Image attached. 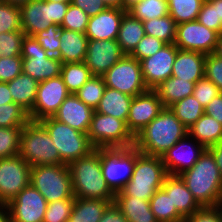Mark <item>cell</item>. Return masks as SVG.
<instances>
[{
	"mask_svg": "<svg viewBox=\"0 0 222 222\" xmlns=\"http://www.w3.org/2000/svg\"><path fill=\"white\" fill-rule=\"evenodd\" d=\"M95 110L83 103L75 94L70 93L54 114L53 118L88 133Z\"/></svg>",
	"mask_w": 222,
	"mask_h": 222,
	"instance_id": "22",
	"label": "cell"
},
{
	"mask_svg": "<svg viewBox=\"0 0 222 222\" xmlns=\"http://www.w3.org/2000/svg\"><path fill=\"white\" fill-rule=\"evenodd\" d=\"M108 7L121 8L122 0H103Z\"/></svg>",
	"mask_w": 222,
	"mask_h": 222,
	"instance_id": "62",
	"label": "cell"
},
{
	"mask_svg": "<svg viewBox=\"0 0 222 222\" xmlns=\"http://www.w3.org/2000/svg\"><path fill=\"white\" fill-rule=\"evenodd\" d=\"M20 56L23 59L22 72L38 82L61 75L62 61L49 55L34 36H24Z\"/></svg>",
	"mask_w": 222,
	"mask_h": 222,
	"instance_id": "10",
	"label": "cell"
},
{
	"mask_svg": "<svg viewBox=\"0 0 222 222\" xmlns=\"http://www.w3.org/2000/svg\"><path fill=\"white\" fill-rule=\"evenodd\" d=\"M62 36V28L58 24L49 26L46 30H43L34 35L37 42L41 47L51 56H58L60 47V37Z\"/></svg>",
	"mask_w": 222,
	"mask_h": 222,
	"instance_id": "43",
	"label": "cell"
},
{
	"mask_svg": "<svg viewBox=\"0 0 222 222\" xmlns=\"http://www.w3.org/2000/svg\"><path fill=\"white\" fill-rule=\"evenodd\" d=\"M114 203L128 222H158L151 211L149 200L133 196H115Z\"/></svg>",
	"mask_w": 222,
	"mask_h": 222,
	"instance_id": "28",
	"label": "cell"
},
{
	"mask_svg": "<svg viewBox=\"0 0 222 222\" xmlns=\"http://www.w3.org/2000/svg\"><path fill=\"white\" fill-rule=\"evenodd\" d=\"M214 53L222 58V33L218 37L217 47Z\"/></svg>",
	"mask_w": 222,
	"mask_h": 222,
	"instance_id": "61",
	"label": "cell"
},
{
	"mask_svg": "<svg viewBox=\"0 0 222 222\" xmlns=\"http://www.w3.org/2000/svg\"><path fill=\"white\" fill-rule=\"evenodd\" d=\"M166 43L154 36L144 35L130 56L138 61L151 57L157 53Z\"/></svg>",
	"mask_w": 222,
	"mask_h": 222,
	"instance_id": "47",
	"label": "cell"
},
{
	"mask_svg": "<svg viewBox=\"0 0 222 222\" xmlns=\"http://www.w3.org/2000/svg\"><path fill=\"white\" fill-rule=\"evenodd\" d=\"M219 34L197 20L177 25L174 44L178 49L200 52L205 55L214 53Z\"/></svg>",
	"mask_w": 222,
	"mask_h": 222,
	"instance_id": "14",
	"label": "cell"
},
{
	"mask_svg": "<svg viewBox=\"0 0 222 222\" xmlns=\"http://www.w3.org/2000/svg\"><path fill=\"white\" fill-rule=\"evenodd\" d=\"M67 90L77 92L92 76L84 62L63 63L61 75Z\"/></svg>",
	"mask_w": 222,
	"mask_h": 222,
	"instance_id": "36",
	"label": "cell"
},
{
	"mask_svg": "<svg viewBox=\"0 0 222 222\" xmlns=\"http://www.w3.org/2000/svg\"><path fill=\"white\" fill-rule=\"evenodd\" d=\"M195 83L171 76L161 82L155 91L157 92L164 107H169L175 102L193 94Z\"/></svg>",
	"mask_w": 222,
	"mask_h": 222,
	"instance_id": "32",
	"label": "cell"
},
{
	"mask_svg": "<svg viewBox=\"0 0 222 222\" xmlns=\"http://www.w3.org/2000/svg\"><path fill=\"white\" fill-rule=\"evenodd\" d=\"M0 222H11L7 204H0Z\"/></svg>",
	"mask_w": 222,
	"mask_h": 222,
	"instance_id": "59",
	"label": "cell"
},
{
	"mask_svg": "<svg viewBox=\"0 0 222 222\" xmlns=\"http://www.w3.org/2000/svg\"><path fill=\"white\" fill-rule=\"evenodd\" d=\"M177 51L174 43L166 44L151 57L140 60L143 80L148 89H155L172 76Z\"/></svg>",
	"mask_w": 222,
	"mask_h": 222,
	"instance_id": "19",
	"label": "cell"
},
{
	"mask_svg": "<svg viewBox=\"0 0 222 222\" xmlns=\"http://www.w3.org/2000/svg\"><path fill=\"white\" fill-rule=\"evenodd\" d=\"M164 109L157 92L154 89L133 97L127 117V128L135 137Z\"/></svg>",
	"mask_w": 222,
	"mask_h": 222,
	"instance_id": "17",
	"label": "cell"
},
{
	"mask_svg": "<svg viewBox=\"0 0 222 222\" xmlns=\"http://www.w3.org/2000/svg\"><path fill=\"white\" fill-rule=\"evenodd\" d=\"M162 158L140 153L136 149V159L131 179L115 196H133L142 200H150L163 186L167 176Z\"/></svg>",
	"mask_w": 222,
	"mask_h": 222,
	"instance_id": "4",
	"label": "cell"
},
{
	"mask_svg": "<svg viewBox=\"0 0 222 222\" xmlns=\"http://www.w3.org/2000/svg\"><path fill=\"white\" fill-rule=\"evenodd\" d=\"M210 1H212V0H203L204 3H205V2H210Z\"/></svg>",
	"mask_w": 222,
	"mask_h": 222,
	"instance_id": "66",
	"label": "cell"
},
{
	"mask_svg": "<svg viewBox=\"0 0 222 222\" xmlns=\"http://www.w3.org/2000/svg\"><path fill=\"white\" fill-rule=\"evenodd\" d=\"M205 58L203 53L178 49L172 76L196 83L204 77Z\"/></svg>",
	"mask_w": 222,
	"mask_h": 222,
	"instance_id": "24",
	"label": "cell"
},
{
	"mask_svg": "<svg viewBox=\"0 0 222 222\" xmlns=\"http://www.w3.org/2000/svg\"><path fill=\"white\" fill-rule=\"evenodd\" d=\"M188 134L206 149L222 141V124L203 114L189 129Z\"/></svg>",
	"mask_w": 222,
	"mask_h": 222,
	"instance_id": "29",
	"label": "cell"
},
{
	"mask_svg": "<svg viewBox=\"0 0 222 222\" xmlns=\"http://www.w3.org/2000/svg\"><path fill=\"white\" fill-rule=\"evenodd\" d=\"M75 199H61L48 203L43 222H68Z\"/></svg>",
	"mask_w": 222,
	"mask_h": 222,
	"instance_id": "44",
	"label": "cell"
},
{
	"mask_svg": "<svg viewBox=\"0 0 222 222\" xmlns=\"http://www.w3.org/2000/svg\"><path fill=\"white\" fill-rule=\"evenodd\" d=\"M70 3L31 0L20 6L21 26L25 35L34 36L53 24H62Z\"/></svg>",
	"mask_w": 222,
	"mask_h": 222,
	"instance_id": "9",
	"label": "cell"
},
{
	"mask_svg": "<svg viewBox=\"0 0 222 222\" xmlns=\"http://www.w3.org/2000/svg\"><path fill=\"white\" fill-rule=\"evenodd\" d=\"M143 26L146 35L154 36L166 44L175 42L177 24L169 14L164 17L143 21Z\"/></svg>",
	"mask_w": 222,
	"mask_h": 222,
	"instance_id": "35",
	"label": "cell"
},
{
	"mask_svg": "<svg viewBox=\"0 0 222 222\" xmlns=\"http://www.w3.org/2000/svg\"><path fill=\"white\" fill-rule=\"evenodd\" d=\"M187 134L188 129L184 124L169 107H164L160 114L135 136L134 147L142 154L162 157Z\"/></svg>",
	"mask_w": 222,
	"mask_h": 222,
	"instance_id": "1",
	"label": "cell"
},
{
	"mask_svg": "<svg viewBox=\"0 0 222 222\" xmlns=\"http://www.w3.org/2000/svg\"><path fill=\"white\" fill-rule=\"evenodd\" d=\"M70 94L61 76L39 82L32 111L31 121L53 117L60 105Z\"/></svg>",
	"mask_w": 222,
	"mask_h": 222,
	"instance_id": "15",
	"label": "cell"
},
{
	"mask_svg": "<svg viewBox=\"0 0 222 222\" xmlns=\"http://www.w3.org/2000/svg\"><path fill=\"white\" fill-rule=\"evenodd\" d=\"M126 13L122 8L108 7L89 17L85 35L92 40H116L122 18Z\"/></svg>",
	"mask_w": 222,
	"mask_h": 222,
	"instance_id": "21",
	"label": "cell"
},
{
	"mask_svg": "<svg viewBox=\"0 0 222 222\" xmlns=\"http://www.w3.org/2000/svg\"><path fill=\"white\" fill-rule=\"evenodd\" d=\"M106 89L103 76H92L74 94L87 106L96 109Z\"/></svg>",
	"mask_w": 222,
	"mask_h": 222,
	"instance_id": "39",
	"label": "cell"
},
{
	"mask_svg": "<svg viewBox=\"0 0 222 222\" xmlns=\"http://www.w3.org/2000/svg\"><path fill=\"white\" fill-rule=\"evenodd\" d=\"M216 209L219 212L220 218H221V222H222V197L218 200V202L215 205Z\"/></svg>",
	"mask_w": 222,
	"mask_h": 222,
	"instance_id": "64",
	"label": "cell"
},
{
	"mask_svg": "<svg viewBox=\"0 0 222 222\" xmlns=\"http://www.w3.org/2000/svg\"><path fill=\"white\" fill-rule=\"evenodd\" d=\"M23 31L0 33V58L21 55Z\"/></svg>",
	"mask_w": 222,
	"mask_h": 222,
	"instance_id": "46",
	"label": "cell"
},
{
	"mask_svg": "<svg viewBox=\"0 0 222 222\" xmlns=\"http://www.w3.org/2000/svg\"><path fill=\"white\" fill-rule=\"evenodd\" d=\"M133 97L116 89L106 87L95 112L113 116L127 122Z\"/></svg>",
	"mask_w": 222,
	"mask_h": 222,
	"instance_id": "26",
	"label": "cell"
},
{
	"mask_svg": "<svg viewBox=\"0 0 222 222\" xmlns=\"http://www.w3.org/2000/svg\"><path fill=\"white\" fill-rule=\"evenodd\" d=\"M141 1L142 0H122L121 1V8L127 12L131 7H133L135 4H137Z\"/></svg>",
	"mask_w": 222,
	"mask_h": 222,
	"instance_id": "60",
	"label": "cell"
},
{
	"mask_svg": "<svg viewBox=\"0 0 222 222\" xmlns=\"http://www.w3.org/2000/svg\"><path fill=\"white\" fill-rule=\"evenodd\" d=\"M132 17L143 21L169 14L167 0H142L127 11Z\"/></svg>",
	"mask_w": 222,
	"mask_h": 222,
	"instance_id": "38",
	"label": "cell"
},
{
	"mask_svg": "<svg viewBox=\"0 0 222 222\" xmlns=\"http://www.w3.org/2000/svg\"><path fill=\"white\" fill-rule=\"evenodd\" d=\"M106 87L132 97L148 90L144 83L140 61L124 55L103 75Z\"/></svg>",
	"mask_w": 222,
	"mask_h": 222,
	"instance_id": "12",
	"label": "cell"
},
{
	"mask_svg": "<svg viewBox=\"0 0 222 222\" xmlns=\"http://www.w3.org/2000/svg\"><path fill=\"white\" fill-rule=\"evenodd\" d=\"M45 1L61 2V3H71V0H45Z\"/></svg>",
	"mask_w": 222,
	"mask_h": 222,
	"instance_id": "65",
	"label": "cell"
},
{
	"mask_svg": "<svg viewBox=\"0 0 222 222\" xmlns=\"http://www.w3.org/2000/svg\"><path fill=\"white\" fill-rule=\"evenodd\" d=\"M169 15L175 23L181 24L197 20L203 0H167Z\"/></svg>",
	"mask_w": 222,
	"mask_h": 222,
	"instance_id": "37",
	"label": "cell"
},
{
	"mask_svg": "<svg viewBox=\"0 0 222 222\" xmlns=\"http://www.w3.org/2000/svg\"><path fill=\"white\" fill-rule=\"evenodd\" d=\"M150 208L158 222H184V217L172 205L170 195L162 188L158 189L149 200Z\"/></svg>",
	"mask_w": 222,
	"mask_h": 222,
	"instance_id": "33",
	"label": "cell"
},
{
	"mask_svg": "<svg viewBox=\"0 0 222 222\" xmlns=\"http://www.w3.org/2000/svg\"><path fill=\"white\" fill-rule=\"evenodd\" d=\"M18 155L31 167L60 164L59 152L39 121L30 120L22 128Z\"/></svg>",
	"mask_w": 222,
	"mask_h": 222,
	"instance_id": "5",
	"label": "cell"
},
{
	"mask_svg": "<svg viewBox=\"0 0 222 222\" xmlns=\"http://www.w3.org/2000/svg\"><path fill=\"white\" fill-rule=\"evenodd\" d=\"M136 159V148L101 149L103 178L117 193L131 179Z\"/></svg>",
	"mask_w": 222,
	"mask_h": 222,
	"instance_id": "11",
	"label": "cell"
},
{
	"mask_svg": "<svg viewBox=\"0 0 222 222\" xmlns=\"http://www.w3.org/2000/svg\"><path fill=\"white\" fill-rule=\"evenodd\" d=\"M48 202L31 184L22 189L7 206L11 222H43Z\"/></svg>",
	"mask_w": 222,
	"mask_h": 222,
	"instance_id": "16",
	"label": "cell"
},
{
	"mask_svg": "<svg viewBox=\"0 0 222 222\" xmlns=\"http://www.w3.org/2000/svg\"><path fill=\"white\" fill-rule=\"evenodd\" d=\"M29 121L28 113L18 104L0 105V127H24Z\"/></svg>",
	"mask_w": 222,
	"mask_h": 222,
	"instance_id": "41",
	"label": "cell"
},
{
	"mask_svg": "<svg viewBox=\"0 0 222 222\" xmlns=\"http://www.w3.org/2000/svg\"><path fill=\"white\" fill-rule=\"evenodd\" d=\"M74 197L114 200L115 193L102 175L101 149L95 148L69 165Z\"/></svg>",
	"mask_w": 222,
	"mask_h": 222,
	"instance_id": "2",
	"label": "cell"
},
{
	"mask_svg": "<svg viewBox=\"0 0 222 222\" xmlns=\"http://www.w3.org/2000/svg\"><path fill=\"white\" fill-rule=\"evenodd\" d=\"M206 150L199 142L187 134L162 155L168 175H180L190 169Z\"/></svg>",
	"mask_w": 222,
	"mask_h": 222,
	"instance_id": "18",
	"label": "cell"
},
{
	"mask_svg": "<svg viewBox=\"0 0 222 222\" xmlns=\"http://www.w3.org/2000/svg\"><path fill=\"white\" fill-rule=\"evenodd\" d=\"M30 184L48 203L61 199H75L68 165L33 166L30 171Z\"/></svg>",
	"mask_w": 222,
	"mask_h": 222,
	"instance_id": "7",
	"label": "cell"
},
{
	"mask_svg": "<svg viewBox=\"0 0 222 222\" xmlns=\"http://www.w3.org/2000/svg\"><path fill=\"white\" fill-rule=\"evenodd\" d=\"M14 103L10 94L8 83L0 82V105Z\"/></svg>",
	"mask_w": 222,
	"mask_h": 222,
	"instance_id": "57",
	"label": "cell"
},
{
	"mask_svg": "<svg viewBox=\"0 0 222 222\" xmlns=\"http://www.w3.org/2000/svg\"><path fill=\"white\" fill-rule=\"evenodd\" d=\"M220 92L218 87L205 76L195 83L193 96L205 108Z\"/></svg>",
	"mask_w": 222,
	"mask_h": 222,
	"instance_id": "48",
	"label": "cell"
},
{
	"mask_svg": "<svg viewBox=\"0 0 222 222\" xmlns=\"http://www.w3.org/2000/svg\"><path fill=\"white\" fill-rule=\"evenodd\" d=\"M71 4L81 8L89 17L108 8L103 0H71Z\"/></svg>",
	"mask_w": 222,
	"mask_h": 222,
	"instance_id": "53",
	"label": "cell"
},
{
	"mask_svg": "<svg viewBox=\"0 0 222 222\" xmlns=\"http://www.w3.org/2000/svg\"><path fill=\"white\" fill-rule=\"evenodd\" d=\"M197 21L205 27L216 31L219 35L222 33V25L216 23L215 5L211 1L203 3Z\"/></svg>",
	"mask_w": 222,
	"mask_h": 222,
	"instance_id": "51",
	"label": "cell"
},
{
	"mask_svg": "<svg viewBox=\"0 0 222 222\" xmlns=\"http://www.w3.org/2000/svg\"><path fill=\"white\" fill-rule=\"evenodd\" d=\"M99 222H128V221L124 217L120 209L113 202L103 212L102 218L100 219Z\"/></svg>",
	"mask_w": 222,
	"mask_h": 222,
	"instance_id": "55",
	"label": "cell"
},
{
	"mask_svg": "<svg viewBox=\"0 0 222 222\" xmlns=\"http://www.w3.org/2000/svg\"><path fill=\"white\" fill-rule=\"evenodd\" d=\"M30 171L19 155L0 159V204H8L30 184Z\"/></svg>",
	"mask_w": 222,
	"mask_h": 222,
	"instance_id": "13",
	"label": "cell"
},
{
	"mask_svg": "<svg viewBox=\"0 0 222 222\" xmlns=\"http://www.w3.org/2000/svg\"><path fill=\"white\" fill-rule=\"evenodd\" d=\"M145 34L143 22L127 12L122 18L116 40L123 53L130 55Z\"/></svg>",
	"mask_w": 222,
	"mask_h": 222,
	"instance_id": "31",
	"label": "cell"
},
{
	"mask_svg": "<svg viewBox=\"0 0 222 222\" xmlns=\"http://www.w3.org/2000/svg\"><path fill=\"white\" fill-rule=\"evenodd\" d=\"M39 122L50 134L53 144L59 152L60 164L69 165L95 149L87 133L80 132L53 117L44 118Z\"/></svg>",
	"mask_w": 222,
	"mask_h": 222,
	"instance_id": "6",
	"label": "cell"
},
{
	"mask_svg": "<svg viewBox=\"0 0 222 222\" xmlns=\"http://www.w3.org/2000/svg\"><path fill=\"white\" fill-rule=\"evenodd\" d=\"M114 200L76 198L69 222H99L103 212Z\"/></svg>",
	"mask_w": 222,
	"mask_h": 222,
	"instance_id": "30",
	"label": "cell"
},
{
	"mask_svg": "<svg viewBox=\"0 0 222 222\" xmlns=\"http://www.w3.org/2000/svg\"><path fill=\"white\" fill-rule=\"evenodd\" d=\"M169 108L187 129L204 114V107L193 95L175 102Z\"/></svg>",
	"mask_w": 222,
	"mask_h": 222,
	"instance_id": "34",
	"label": "cell"
},
{
	"mask_svg": "<svg viewBox=\"0 0 222 222\" xmlns=\"http://www.w3.org/2000/svg\"><path fill=\"white\" fill-rule=\"evenodd\" d=\"M4 3H8L11 5H17V6H21L26 4L27 2L31 1V0H2Z\"/></svg>",
	"mask_w": 222,
	"mask_h": 222,
	"instance_id": "63",
	"label": "cell"
},
{
	"mask_svg": "<svg viewBox=\"0 0 222 222\" xmlns=\"http://www.w3.org/2000/svg\"><path fill=\"white\" fill-rule=\"evenodd\" d=\"M208 150L214 156L216 164L220 171L221 178H222V141L216 145L209 147Z\"/></svg>",
	"mask_w": 222,
	"mask_h": 222,
	"instance_id": "56",
	"label": "cell"
},
{
	"mask_svg": "<svg viewBox=\"0 0 222 222\" xmlns=\"http://www.w3.org/2000/svg\"><path fill=\"white\" fill-rule=\"evenodd\" d=\"M88 21L89 16L81 8L70 3L60 27L70 31L85 33Z\"/></svg>",
	"mask_w": 222,
	"mask_h": 222,
	"instance_id": "45",
	"label": "cell"
},
{
	"mask_svg": "<svg viewBox=\"0 0 222 222\" xmlns=\"http://www.w3.org/2000/svg\"><path fill=\"white\" fill-rule=\"evenodd\" d=\"M21 56L0 58V82H10L22 73Z\"/></svg>",
	"mask_w": 222,
	"mask_h": 222,
	"instance_id": "49",
	"label": "cell"
},
{
	"mask_svg": "<svg viewBox=\"0 0 222 222\" xmlns=\"http://www.w3.org/2000/svg\"><path fill=\"white\" fill-rule=\"evenodd\" d=\"M179 176L202 207L215 206L222 197L220 171L214 156L208 149L190 169Z\"/></svg>",
	"mask_w": 222,
	"mask_h": 222,
	"instance_id": "3",
	"label": "cell"
},
{
	"mask_svg": "<svg viewBox=\"0 0 222 222\" xmlns=\"http://www.w3.org/2000/svg\"><path fill=\"white\" fill-rule=\"evenodd\" d=\"M211 2L215 5L216 23L222 25V0H212Z\"/></svg>",
	"mask_w": 222,
	"mask_h": 222,
	"instance_id": "58",
	"label": "cell"
},
{
	"mask_svg": "<svg viewBox=\"0 0 222 222\" xmlns=\"http://www.w3.org/2000/svg\"><path fill=\"white\" fill-rule=\"evenodd\" d=\"M58 58L62 63L84 62L88 37L85 33L62 28Z\"/></svg>",
	"mask_w": 222,
	"mask_h": 222,
	"instance_id": "25",
	"label": "cell"
},
{
	"mask_svg": "<svg viewBox=\"0 0 222 222\" xmlns=\"http://www.w3.org/2000/svg\"><path fill=\"white\" fill-rule=\"evenodd\" d=\"M184 222H221V218L215 206H204L186 217Z\"/></svg>",
	"mask_w": 222,
	"mask_h": 222,
	"instance_id": "52",
	"label": "cell"
},
{
	"mask_svg": "<svg viewBox=\"0 0 222 222\" xmlns=\"http://www.w3.org/2000/svg\"><path fill=\"white\" fill-rule=\"evenodd\" d=\"M161 188L170 195L172 205L184 218L202 207L179 175H167Z\"/></svg>",
	"mask_w": 222,
	"mask_h": 222,
	"instance_id": "23",
	"label": "cell"
},
{
	"mask_svg": "<svg viewBox=\"0 0 222 222\" xmlns=\"http://www.w3.org/2000/svg\"><path fill=\"white\" fill-rule=\"evenodd\" d=\"M124 55L117 40L88 39L84 63L93 76H103Z\"/></svg>",
	"mask_w": 222,
	"mask_h": 222,
	"instance_id": "20",
	"label": "cell"
},
{
	"mask_svg": "<svg viewBox=\"0 0 222 222\" xmlns=\"http://www.w3.org/2000/svg\"><path fill=\"white\" fill-rule=\"evenodd\" d=\"M7 83L13 102L29 114L34 107L39 82L22 72Z\"/></svg>",
	"mask_w": 222,
	"mask_h": 222,
	"instance_id": "27",
	"label": "cell"
},
{
	"mask_svg": "<svg viewBox=\"0 0 222 222\" xmlns=\"http://www.w3.org/2000/svg\"><path fill=\"white\" fill-rule=\"evenodd\" d=\"M204 114L216 119L220 124H222V92L214 97L204 108Z\"/></svg>",
	"mask_w": 222,
	"mask_h": 222,
	"instance_id": "54",
	"label": "cell"
},
{
	"mask_svg": "<svg viewBox=\"0 0 222 222\" xmlns=\"http://www.w3.org/2000/svg\"><path fill=\"white\" fill-rule=\"evenodd\" d=\"M23 127H0V159L19 154Z\"/></svg>",
	"mask_w": 222,
	"mask_h": 222,
	"instance_id": "40",
	"label": "cell"
},
{
	"mask_svg": "<svg viewBox=\"0 0 222 222\" xmlns=\"http://www.w3.org/2000/svg\"><path fill=\"white\" fill-rule=\"evenodd\" d=\"M22 31L20 6L0 4V33Z\"/></svg>",
	"mask_w": 222,
	"mask_h": 222,
	"instance_id": "42",
	"label": "cell"
},
{
	"mask_svg": "<svg viewBox=\"0 0 222 222\" xmlns=\"http://www.w3.org/2000/svg\"><path fill=\"white\" fill-rule=\"evenodd\" d=\"M87 135L94 148L98 149L130 148L135 143L125 121L98 112L92 116Z\"/></svg>",
	"mask_w": 222,
	"mask_h": 222,
	"instance_id": "8",
	"label": "cell"
},
{
	"mask_svg": "<svg viewBox=\"0 0 222 222\" xmlns=\"http://www.w3.org/2000/svg\"><path fill=\"white\" fill-rule=\"evenodd\" d=\"M204 76L211 80L222 92V58L215 53L206 55Z\"/></svg>",
	"mask_w": 222,
	"mask_h": 222,
	"instance_id": "50",
	"label": "cell"
}]
</instances>
